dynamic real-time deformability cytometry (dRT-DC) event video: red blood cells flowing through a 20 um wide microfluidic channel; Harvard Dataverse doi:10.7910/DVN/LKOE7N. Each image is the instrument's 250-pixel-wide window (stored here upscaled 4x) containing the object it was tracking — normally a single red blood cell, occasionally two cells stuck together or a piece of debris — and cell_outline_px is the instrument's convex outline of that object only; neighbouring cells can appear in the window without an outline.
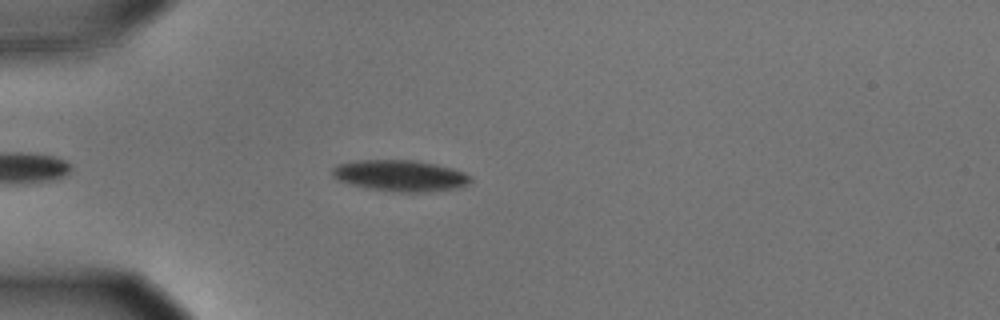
{"species": "common noctule bat (a hibernating species)", "species_latin": "Nyctalus noctula", "temperature_condition": "cold", "stored_images_in_passage": 46, "camera_frame_rate_fps": 3000, "um_per_image_px": 0.085, "animal": {"sex": "male", "body_mass_g": 15.6}, "frame": {"image": 1, "passage_image": 9, "time_ms": 2.667, "image_size_px": [1000, 320], "cell_outline_px": [[472, 180], [468, 184], [456, 188], [420, 192], [396, 192], [368, 188], [336, 180], [332, 176], [332, 168], [336, 164], [356, 160], [416, 160], [436, 164], [452, 168], [464, 172], [472, 176]], "centroid_in_image_um": [34.0, 14.92], "position_along_channel_um": 51.0, "area_um2": 25.26}}
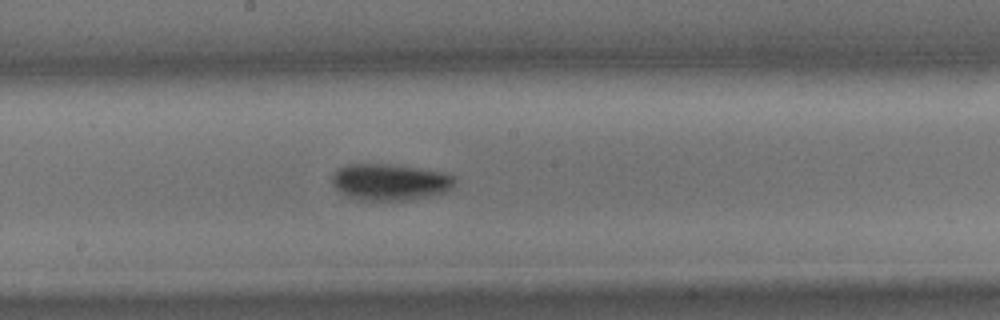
{"frame": {"image": 2, "passage_image": 24, "time_ms": 7.667, "image_size_px": [1000, 320], "cell_outline_px": [[456, 180], [452, 188], [444, 192], [428, 196], [408, 200], [360, 200], [348, 196], [340, 192], [332, 184], [332, 172], [336, 168], [348, 164], [392, 164], [440, 172], [452, 176]], "centroid_in_image_um": [33.09, 15.47], "position_along_channel_um": 215.1, "area_um2": 26.01}}
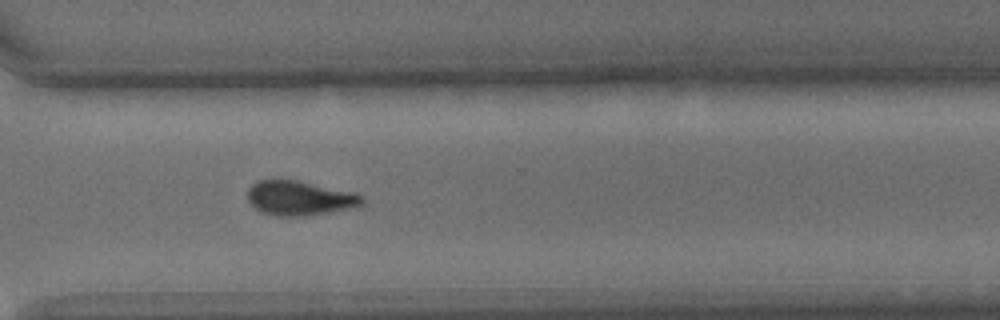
{"frame": {"image": 3, "passage_image": 35, "time_ms": 11.333, "image_size_px": [1000, 320], "cell_outline_px": [[364, 204], [328, 212], [308, 216], [276, 216], [260, 212], [248, 200], [248, 188], [256, 180], [296, 180], [356, 192], [364, 200]], "centroid_in_image_um": [25.44, 16.83], "position_along_channel_um": 345.2, "area_um2": 22.95}, "authors_computed_cell_mechanics": {"area_um2": 24.5939, "velocity_mm_per_s": 3.5591, "shape_relaxation_time_tau1_ms": 2.2472, "shape_relaxation_time_tau2_ms": null, "deformation_change_tau1": 0.1085, "deformation_change_tau2": null}}